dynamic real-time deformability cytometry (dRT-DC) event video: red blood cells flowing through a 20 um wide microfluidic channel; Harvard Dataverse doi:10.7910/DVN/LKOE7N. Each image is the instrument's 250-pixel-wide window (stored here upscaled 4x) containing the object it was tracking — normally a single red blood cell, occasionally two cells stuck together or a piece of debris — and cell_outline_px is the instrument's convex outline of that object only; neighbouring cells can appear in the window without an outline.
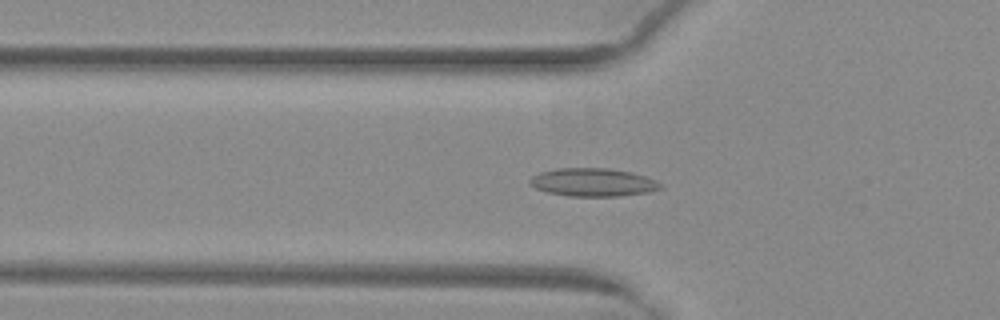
{"species": "common noctule bat (a hibernating species)", "species_latin": "Nyctalus noctula", "temperature_condition": "warm", "stored_images_in_passage": 52, "camera_frame_rate_fps": 3000, "um_per_image_px": 0.085, "animal": {"sex": "female", "body_mass_g": 29.2, "forearm_length_mm": 56.3}, "frame": {"image": 1, "passage_image": 18, "time_ms": 5.667, "image_size_px": [1000, 320], "cell_outline_px": [[664, 188], [652, 192], [620, 196], [568, 196], [548, 192], [536, 188], [528, 184], [528, 180], [532, 176], [540, 172], [560, 168], [608, 168], [632, 172], [656, 180], [664, 184]], "centroid_in_image_um": [50.45, 15.5], "position_along_channel_um": 75.3, "area_um2": 21.68}}
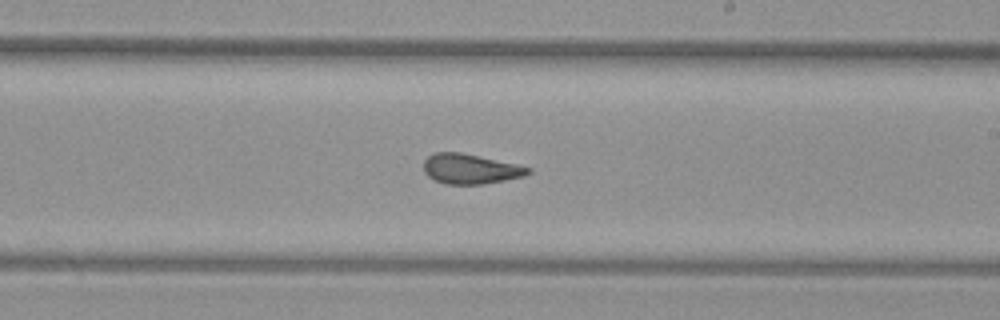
{"frame": {"image": 2, "passage_image": 31, "time_ms": 10.0, "image_size_px": [1000, 320], "cell_outline_px": [[532, 172], [524, 176], [484, 184], [444, 184], [432, 180], [424, 172], [424, 160], [428, 156], [436, 152], [460, 152], [516, 164], [532, 168]], "centroid_in_image_um": [39.96, 14.36], "position_along_channel_um": 249.0, "area_um2": 18.26}}
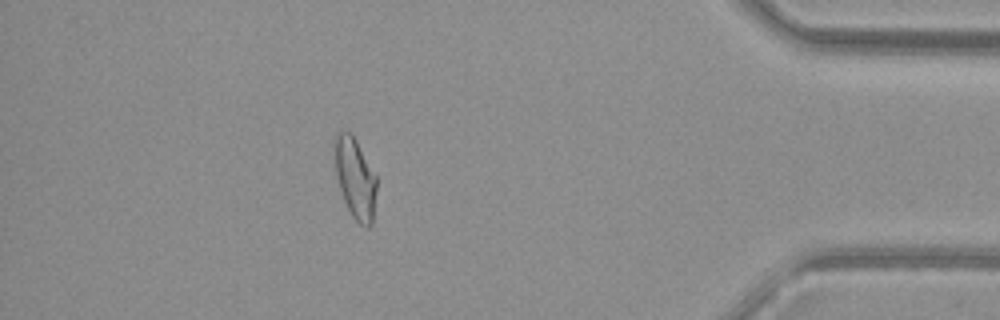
{"frame": {"image": 3, "passage_image": 46, "time_ms": 15.0, "image_size_px": [1000, 320], "cell_outline_px": [[376, 192], [372, 224], [368, 228], [360, 224], [352, 216], [344, 200], [336, 176], [332, 148], [332, 140], [336, 132], [348, 132], [356, 140], [376, 176]], "centroid_in_image_um": [30.15, 15.11], "position_along_channel_um": 405.1, "area_um2": 19.83}, "authors_computed_cell_mechanics": {"area_um2": 19.652, "velocity_mm_per_s": 4.0004, "shape_relaxation_time_tau1_ms": null, "shape_relaxation_time_tau2_ms": 1.028, "deformation_change_tau1": null, "deformation_change_tau2": 0.0896}}